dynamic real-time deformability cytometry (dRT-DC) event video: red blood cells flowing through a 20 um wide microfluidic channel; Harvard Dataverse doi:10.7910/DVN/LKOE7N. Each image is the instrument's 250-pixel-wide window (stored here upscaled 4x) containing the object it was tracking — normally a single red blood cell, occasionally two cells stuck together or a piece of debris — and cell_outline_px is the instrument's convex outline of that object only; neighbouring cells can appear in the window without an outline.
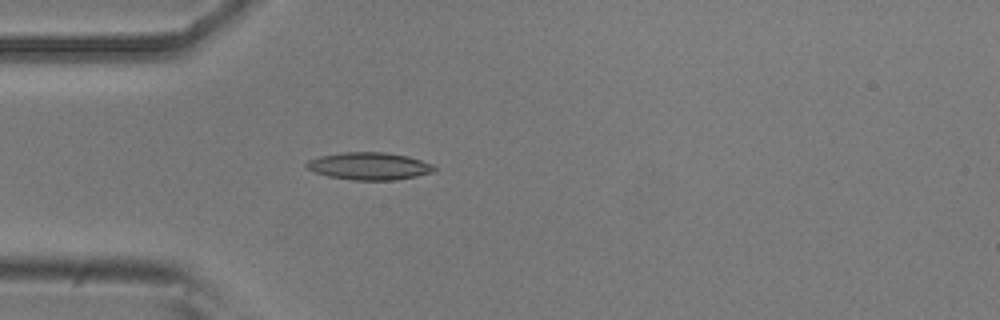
{"species": "common noctule bat (a hibernating species)", "species_latin": "Nyctalus noctula", "temperature_condition": "room temperature", "stored_images_in_passage": 5, "camera_frame_rate_fps": 3000, "um_per_image_px": 0.085, "animal": {"sex": "male", "body_mass_g": 20.5, "forearm_length_mm": 52.5}, "frame": {"image": 1, "passage_image": 5, "time_ms": 1.333, "image_size_px": [1000, 320], "cell_outline_px": [[436, 168], [432, 172], [416, 176], [396, 180], [352, 180], [328, 176], [316, 172], [308, 168], [304, 164], [308, 160], [320, 156], [340, 152], [384, 152], [408, 156], [432, 164]], "centroid_in_image_um": [31.37, 14.11], "position_along_channel_um": 53.6, "area_um2": 20.35}}